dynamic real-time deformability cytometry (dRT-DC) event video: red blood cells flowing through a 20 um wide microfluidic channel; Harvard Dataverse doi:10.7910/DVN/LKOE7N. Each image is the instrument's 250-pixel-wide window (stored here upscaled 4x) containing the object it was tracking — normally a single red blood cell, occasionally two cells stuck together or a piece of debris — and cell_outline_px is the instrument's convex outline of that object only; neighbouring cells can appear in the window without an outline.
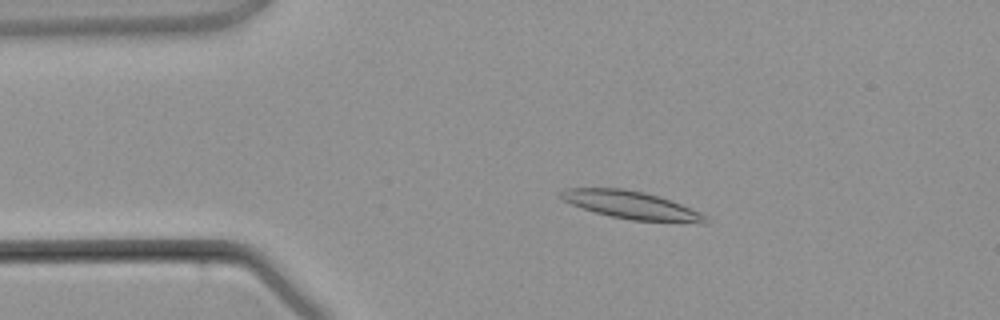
{"species": "common noctule bat (a hibernating species)", "species_latin": "Nyctalus noctula", "temperature_condition": "warm", "stored_images_in_passage": 4, "camera_frame_rate_fps": 3000, "um_per_image_px": 0.085, "animal": {"sex": "male", "body_mass_g": 21.5, "forearm_length_mm": 52.0}, "frame": {"image": 1, "passage_image": 3, "time_ms": 2.333, "image_size_px": [1000, 320], "cell_outline_px": [[708, 224], [704, 224], [632, 220], [612, 216], [596, 212], [572, 204], [564, 200], [556, 192], [564, 188], [624, 188], [644, 192], [680, 204], [700, 212], [708, 216]], "centroid_in_image_um": [53.7, 17.44], "position_along_channel_um": 31.3, "area_um2": 23.41}}